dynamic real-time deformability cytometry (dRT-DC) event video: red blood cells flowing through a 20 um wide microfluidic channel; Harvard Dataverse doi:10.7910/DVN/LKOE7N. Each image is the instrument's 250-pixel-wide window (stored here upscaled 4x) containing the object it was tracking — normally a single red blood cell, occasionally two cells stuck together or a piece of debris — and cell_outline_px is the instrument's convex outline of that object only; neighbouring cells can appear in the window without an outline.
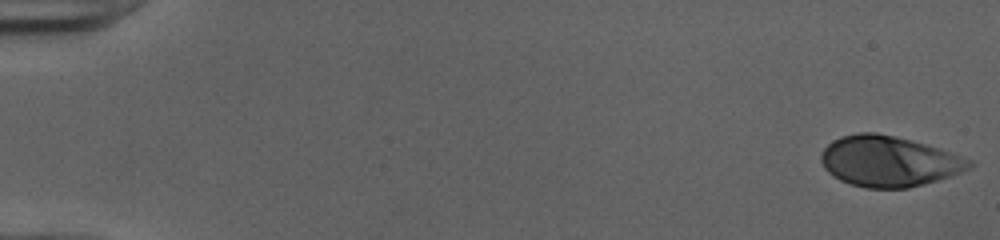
{"species": "human", "species_latin": "Homo sapiens", "temperature_condition": "cold", "stored_images_in_passage": 51, "camera_frame_rate_fps": 3000, "um_per_image_px": 0.085, "donor": {"sex": "female"}, "frame": {"image": 1, "passage_image": 1, "time_ms": 0.0, "image_size_px": [1000, 240], "cell_outline_px": [[976, 164], [952, 176], [924, 184], [908, 188], [864, 188], [840, 180], [832, 176], [824, 168], [820, 160], [820, 156], [824, 148], [832, 140], [840, 136], [860, 132], [876, 132], [912, 140], [972, 160]], "centroid_in_image_um": [75.51, 13.71], "position_along_channel_um": 9.5, "area_um2": 43.64}}
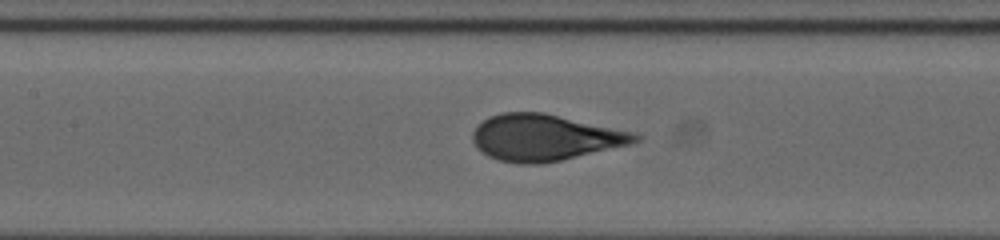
{"frame": {"image": 2, "passage_image": 25, "time_ms": 8.0, "image_size_px": [1000, 240], "cell_outline_px": [[644, 136], [640, 140], [628, 144], [560, 160], [540, 164], [520, 164], [500, 160], [488, 156], [476, 148], [472, 140], [472, 132], [488, 116], [504, 112], [544, 112], [636, 132]], "centroid_in_image_um": [46.3, 11.68], "position_along_channel_um": 161.1, "area_um2": 43.81}}
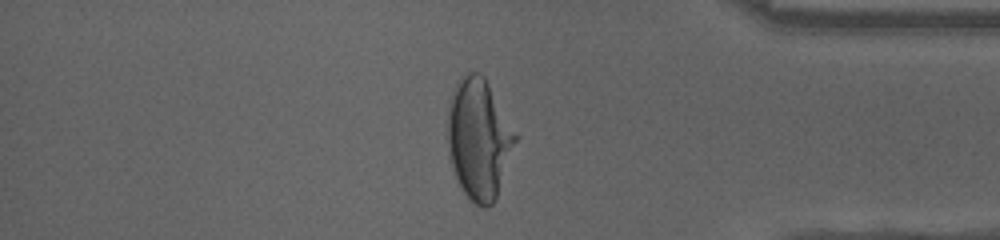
{"frame": {"image": 3, "passage_image": 44, "time_ms": 14.333, "image_size_px": [1000, 240], "cell_outline_px": [[520, 136], [496, 196], [492, 204], [484, 208], [468, 200], [456, 180], [448, 148], [448, 108], [452, 96], [460, 80], [468, 72], [480, 72], [484, 76]], "centroid_in_image_um": [40.75, 11.82], "position_along_channel_um": 394.5, "area_um2": 47.63}, "authors_computed_cell_mechanics": {"area_um2": 43.639, "velocity_mm_per_s": 3.9942, "shape_relaxation_time_tau1_ms": 3.9741, "shape_relaxation_time_tau2_ms": null, "deformation_change_tau1": 0.2145, "deformation_change_tau2": null}}